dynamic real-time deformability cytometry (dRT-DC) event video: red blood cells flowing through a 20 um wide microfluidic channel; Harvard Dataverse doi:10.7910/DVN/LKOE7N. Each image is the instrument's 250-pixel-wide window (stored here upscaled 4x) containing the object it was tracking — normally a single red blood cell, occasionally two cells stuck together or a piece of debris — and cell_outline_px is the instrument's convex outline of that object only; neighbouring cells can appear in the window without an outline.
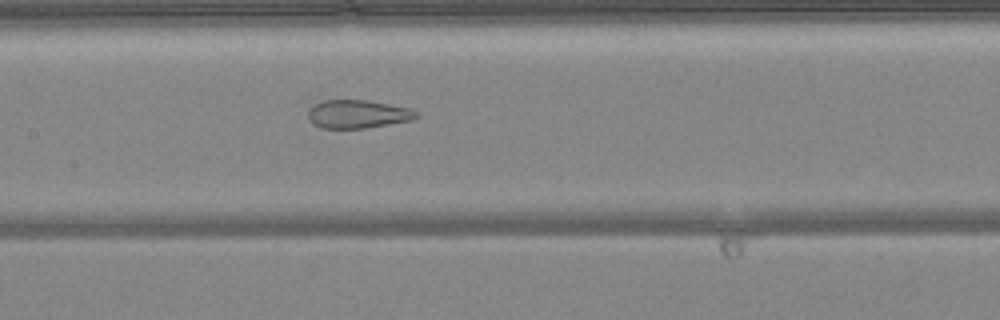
{"species": "common noctule bat (a hibernating species)", "species_latin": "Nyctalus noctula", "temperature_condition": "warm", "stored_images_in_passage": 49, "camera_frame_rate_fps": 3000, "um_per_image_px": 0.085, "animal": {"sex": "female", "body_mass_g": 24.6, "forearm_length_mm": 56.2}, "frame": {"image": 1, "passage_image": 24, "time_ms": 7.667, "image_size_px": [1000, 320], "cell_outline_px": [[420, 116], [412, 120], [364, 128], [320, 128], [312, 124], [308, 116], [308, 112], [316, 104], [324, 100], [368, 100], [412, 108], [420, 112]], "centroid_in_image_um": [30.47, 9.69], "position_along_channel_um": 176.9, "area_um2": 17.92}}
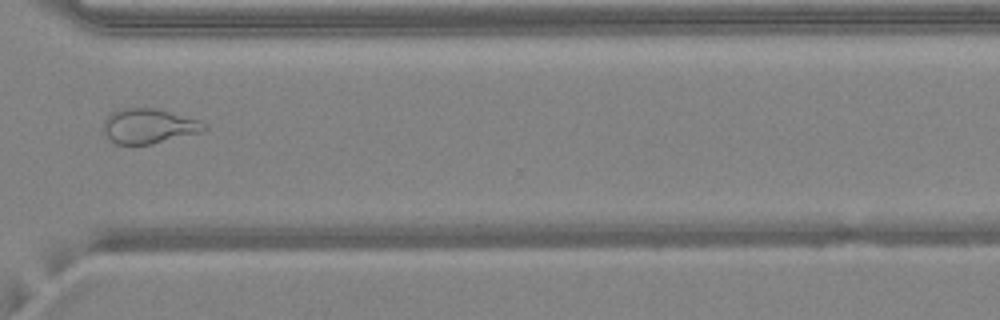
{"frame": {"image": 2, "passage_image": 37, "time_ms": 12.0, "image_size_px": [1000, 320], "cell_outline_px": [[208, 128], [204, 132], [152, 144], [116, 144], [108, 140], [104, 132], [104, 120], [112, 112], [120, 108], [152, 108], [200, 120], [208, 124]], "centroid_in_image_um": [12.67, 10.73], "position_along_channel_um": 357.9, "area_um2": 20.58}}
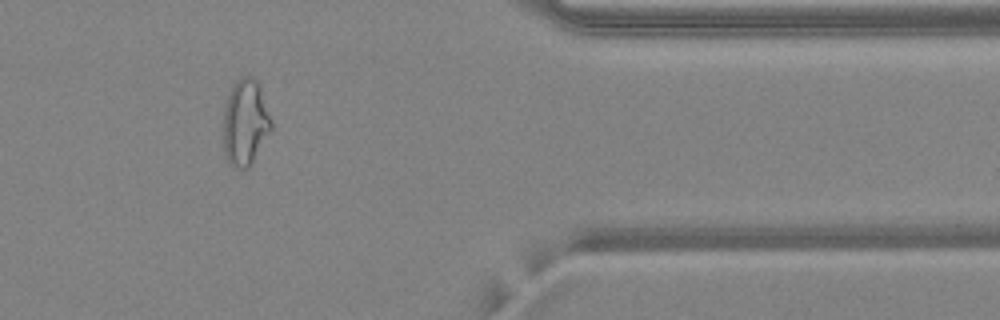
{"frame": {"image": 3, "passage_image": 41, "time_ms": 13.333, "image_size_px": [1000, 320], "cell_outline_px": [[272, 132], [248, 168], [232, 168], [228, 164], [224, 152], [224, 108], [232, 84], [236, 80], [244, 76], [252, 76], [256, 80], [260, 88], [272, 120]], "centroid_in_image_um": [20.86, 10.44], "position_along_channel_um": 390.5, "area_um2": 24.28}, "authors_computed_cell_mechanics": {"area_um2": 24.565, "velocity_mm_per_s": 4.1924, "shape_relaxation_time_tau1_ms": null, "shape_relaxation_time_tau2_ms": 1.0769, "deformation_change_tau1": null, "deformation_change_tau2": 0.0934}}